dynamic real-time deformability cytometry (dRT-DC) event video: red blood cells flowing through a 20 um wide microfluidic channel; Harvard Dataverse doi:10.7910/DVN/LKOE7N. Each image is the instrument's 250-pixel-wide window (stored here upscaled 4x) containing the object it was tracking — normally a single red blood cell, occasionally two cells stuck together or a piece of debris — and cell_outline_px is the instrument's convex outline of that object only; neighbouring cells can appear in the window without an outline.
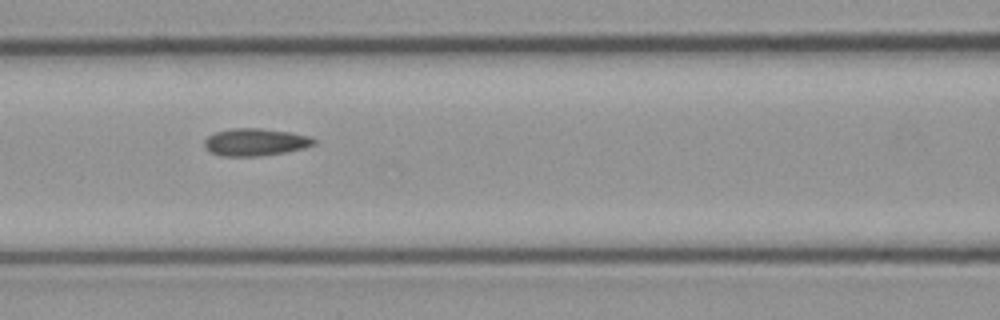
{"species": "common noctule bat (a hibernating species)", "species_latin": "Nyctalus noctula", "temperature_condition": "cold", "stored_images_in_passage": 5, "camera_frame_rate_fps": 3000, "um_per_image_px": 0.085, "animal": {"sex": "male", "body_mass_g": 23.1, "forearm_length_mm": 52.7}, "frame": {"image": 1, "passage_image": 4, "time_ms": 1.0, "image_size_px": [1000, 320], "cell_outline_px": [[316, 144], [304, 148], [284, 152], [260, 156], [224, 156], [208, 152], [204, 144], [204, 140], [208, 136], [216, 132], [232, 128], [260, 128], [292, 132], [312, 136], [316, 140]], "centroid_in_image_um": [21.72, 12.07], "position_along_channel_um": 144.9, "area_um2": 17.63}}
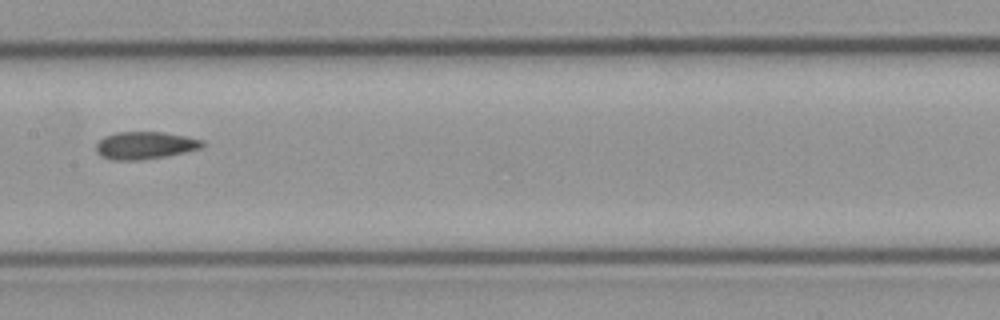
{"frame": {"image": 2, "passage_image": 5, "time_ms": 1.333, "image_size_px": [1000, 320], "cell_outline_px": [[204, 148], [164, 156], [140, 160], [112, 160], [100, 156], [96, 152], [96, 144], [104, 136], [116, 132], [164, 132], [204, 140]], "centroid_in_image_um": [12.31, 12.35], "position_along_channel_um": 195.1, "area_um2": 17.05}}